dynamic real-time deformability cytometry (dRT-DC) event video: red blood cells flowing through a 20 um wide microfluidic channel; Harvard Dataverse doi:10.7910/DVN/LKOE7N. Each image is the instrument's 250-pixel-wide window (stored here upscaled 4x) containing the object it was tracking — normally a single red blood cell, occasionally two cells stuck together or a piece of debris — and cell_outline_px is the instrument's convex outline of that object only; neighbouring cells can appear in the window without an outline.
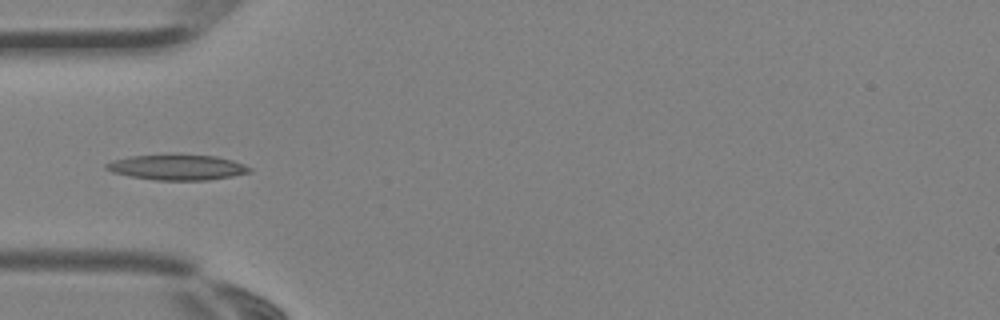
{"species": "Egyptian fruit bat (a non-hibernating species)", "species_latin": "Rousettus aegyptiacus", "temperature_condition": "room temperature", "stored_images_in_passage": 3, "camera_frame_rate_fps": 3000, "um_per_image_px": 0.085, "animal": {"sex": "female"}, "frame": {"image": 1, "passage_image": 3, "time_ms": 0.667, "image_size_px": [1000, 320], "cell_outline_px": [[252, 172], [232, 176], [208, 180], [156, 180], [128, 176], [112, 172], [104, 168], [104, 164], [112, 160], [128, 156], [176, 152], [180, 152], [216, 156], [232, 160], [244, 164], [252, 168]], "centroid_in_image_um": [15.04, 14.18], "position_along_channel_um": 70.0, "area_um2": 22.2}}